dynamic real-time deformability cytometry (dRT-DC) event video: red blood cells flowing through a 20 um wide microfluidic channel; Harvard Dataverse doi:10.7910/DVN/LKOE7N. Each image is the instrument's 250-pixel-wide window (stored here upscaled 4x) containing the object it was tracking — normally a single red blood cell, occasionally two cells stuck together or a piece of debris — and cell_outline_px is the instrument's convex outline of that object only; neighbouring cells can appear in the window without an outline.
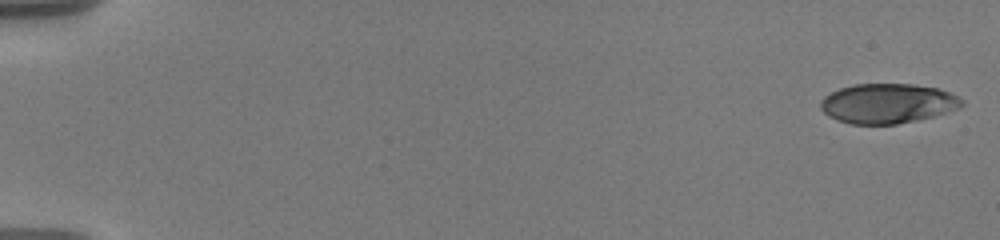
{"species": "human", "species_latin": "Homo sapiens", "temperature_condition": "warm", "stored_images_in_passage": 13, "camera_frame_rate_fps": 3000, "um_per_image_px": 0.085, "donor": {"sex": "male"}, "frame": {"image": 1, "passage_image": 1, "time_ms": 0.0, "image_size_px": [1000, 240], "cell_outline_px": [[964, 104], [960, 108], [932, 116], [916, 120], [896, 124], [852, 124], [836, 120], [828, 116], [820, 108], [820, 100], [824, 96], [840, 88], [852, 84], [912, 84], [936, 88], [948, 92], [964, 100]], "centroid_in_image_um": [75.42, 8.79], "position_along_channel_um": 9.6, "area_um2": 32.66}}
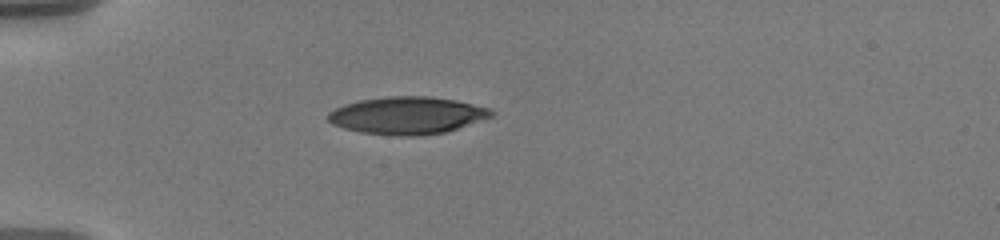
{"frame": {"image": 2, "passage_image": 10, "time_ms": 5.333, "image_size_px": [1000, 240], "cell_outline_px": [[496, 116], [444, 132], [420, 136], [400, 136], [360, 132], [344, 128], [332, 124], [328, 120], [328, 112], [344, 104], [360, 100], [388, 96], [428, 96], [456, 100], [488, 108], [496, 112]], "centroid_in_image_um": [34.63, 9.81], "position_along_channel_um": 50.4, "area_um2": 35.6}}
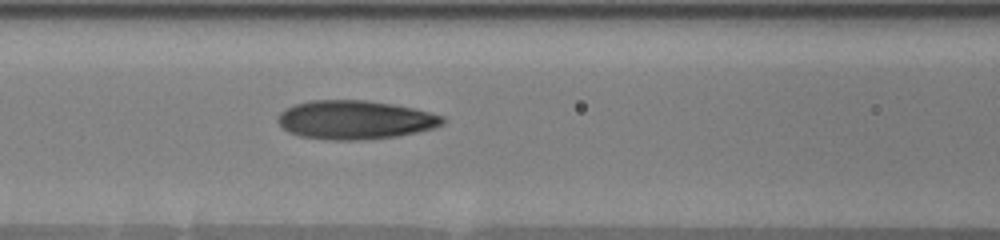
{"frame": {"image": 3, "passage_image": 13, "time_ms": 8.333, "image_size_px": [1000, 240], "cell_outline_px": [[444, 124], [432, 128], [400, 136], [360, 140], [328, 140], [300, 136], [288, 132], [276, 120], [280, 112], [284, 108], [296, 104], [312, 100], [368, 100], [392, 104], [412, 108], [444, 116]], "centroid_in_image_um": [30.15, 10.19], "position_along_channel_um": 136.4, "area_um2": 37.28}}